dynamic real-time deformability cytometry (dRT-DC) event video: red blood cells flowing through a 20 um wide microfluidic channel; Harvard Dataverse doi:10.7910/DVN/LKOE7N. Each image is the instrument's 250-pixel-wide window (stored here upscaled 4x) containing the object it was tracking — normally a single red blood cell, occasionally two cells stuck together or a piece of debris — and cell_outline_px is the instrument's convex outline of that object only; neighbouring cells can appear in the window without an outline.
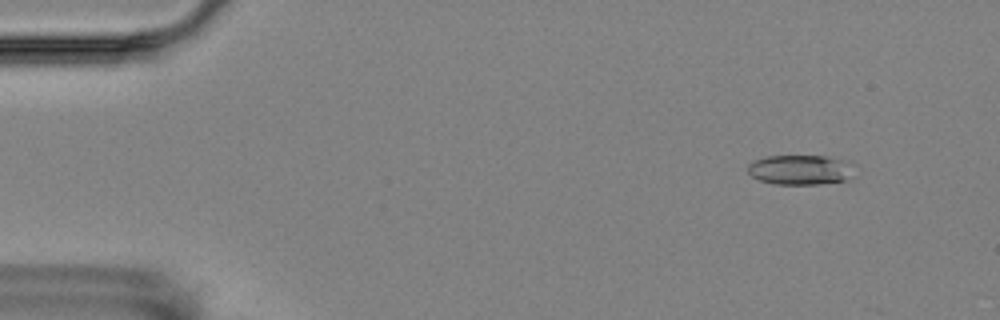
{"species": "Egyptian fruit bat (a non-hibernating species)", "species_latin": "Rousettus aegyptiacus", "temperature_condition": "room temperature", "stored_images_in_passage": 5, "camera_frame_rate_fps": 3000, "um_per_image_px": 0.085, "animal": {"sex": "female"}, "frame": {"image": 1, "passage_image": 2, "time_ms": 1.0, "image_size_px": [1000, 320], "cell_outline_px": [[844, 180], [820, 184], [776, 184], [760, 180], [752, 176], [748, 172], [748, 164], [756, 160], [768, 156], [828, 156], [840, 160], [844, 176]], "centroid_in_image_um": [67.76, 14.43], "position_along_channel_um": 17.2, "area_um2": 17.17}}